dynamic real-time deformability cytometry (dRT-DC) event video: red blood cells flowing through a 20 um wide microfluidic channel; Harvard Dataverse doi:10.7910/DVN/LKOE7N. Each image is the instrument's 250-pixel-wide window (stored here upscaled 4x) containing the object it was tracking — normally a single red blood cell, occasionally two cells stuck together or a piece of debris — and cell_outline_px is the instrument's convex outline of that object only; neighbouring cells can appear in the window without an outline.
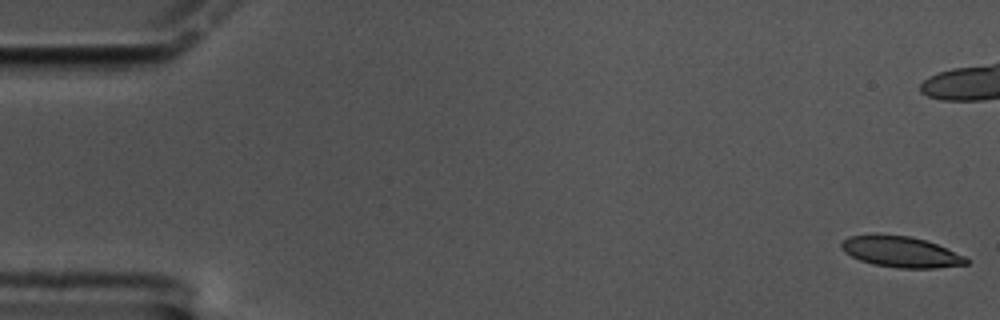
{"species": "common noctule bat (a hibernating species)", "species_latin": "Nyctalus noctula", "temperature_condition": "cold", "stored_images_in_passage": 61, "camera_frame_rate_fps": 3000, "um_per_image_px": 0.085, "animal": {"sex": "male", "body_mass_g": 17.5, "forearm_length_mm": 52.3}, "frame": {"image": 1, "passage_image": 1, "time_ms": 0.0, "image_size_px": [1000, 320], "cell_outline_px": [[968, 264], [936, 268], [900, 268], [872, 264], [860, 260], [844, 252], [840, 248], [840, 244], [848, 236], [908, 236], [924, 240], [936, 244], [964, 256], [968, 260]], "centroid_in_image_um": [76.57, 21.44], "position_along_channel_um": 8.4, "area_um2": 21.85}}
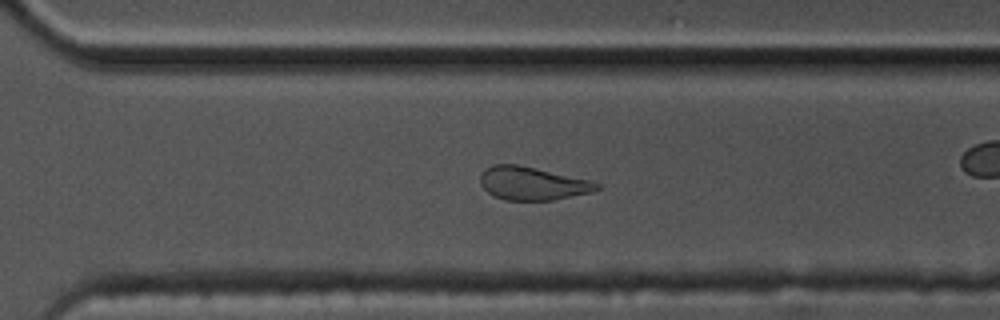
{"frame": {"image": 2, "passage_image": 42, "time_ms": 13.667, "image_size_px": [1000, 320], "cell_outline_px": [[600, 188], [592, 192], [552, 200], [504, 200], [492, 196], [480, 184], [480, 176], [484, 168], [492, 164], [516, 164], [536, 168], [592, 180], [600, 184]], "centroid_in_image_um": [45.24, 15.58], "position_along_channel_um": 325.4, "area_um2": 22.72}}
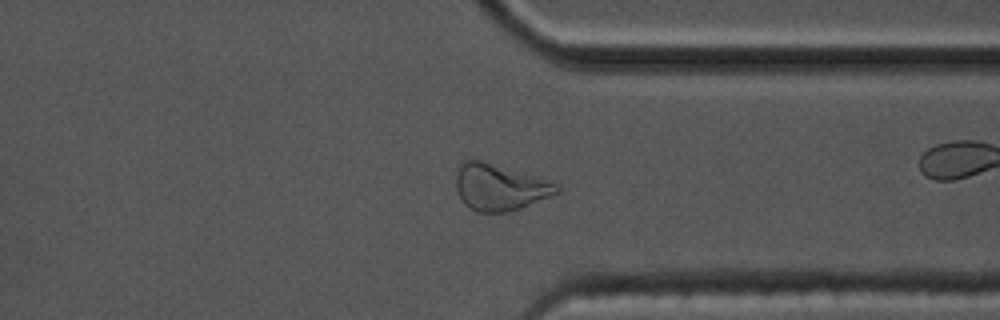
{"frame": {"image": 3, "passage_image": 46, "time_ms": 15.0, "image_size_px": [1000, 320], "cell_outline_px": [[560, 192], [520, 208], [504, 212], [476, 212], [468, 208], [464, 204], [456, 188], [456, 172], [460, 164], [464, 160], [480, 160], [556, 184], [560, 188]], "centroid_in_image_um": [42.4, 15.94], "position_along_channel_um": 369.0, "area_um2": 26.53}, "authors_computed_cell_mechanics": {"area_um2": 23.5246, "velocity_mm_per_s": 3.3315, "shape_relaxation_time_tau1_ms": null, "shape_relaxation_time_tau2_ms": 4.2431, "deformation_change_tau1": null, "deformation_change_tau2": 0.1227}}